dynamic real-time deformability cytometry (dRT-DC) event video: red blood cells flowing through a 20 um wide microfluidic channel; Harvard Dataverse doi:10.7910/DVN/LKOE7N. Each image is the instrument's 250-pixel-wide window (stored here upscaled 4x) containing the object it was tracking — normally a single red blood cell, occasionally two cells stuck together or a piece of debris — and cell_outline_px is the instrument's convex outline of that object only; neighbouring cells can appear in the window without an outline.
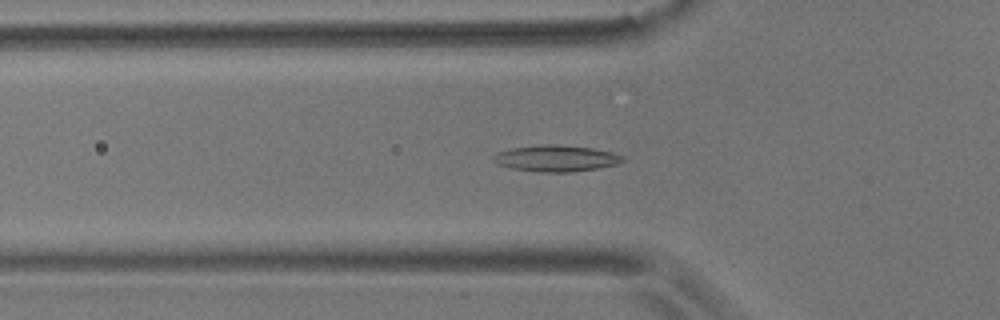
{"species": "common noctule bat (a hibernating species)", "species_latin": "Nyctalus noctula", "temperature_condition": "room temperature", "stored_images_in_passage": 55, "camera_frame_rate_fps": 3000, "um_per_image_px": 0.085, "animal": {"sex": "male", "body_mass_g": 17.9}, "frame": {"image": 1, "passage_image": 18, "time_ms": 5.667, "image_size_px": [1000, 320], "cell_outline_px": [[628, 160], [616, 164], [596, 168], [572, 172], [536, 172], [512, 168], [496, 164], [492, 160], [492, 156], [496, 152], [512, 148], [540, 144], [556, 144], [592, 148], [612, 152], [624, 156]], "centroid_in_image_um": [47.25, 13.45], "position_along_channel_um": 78.6, "area_um2": 20.06}}
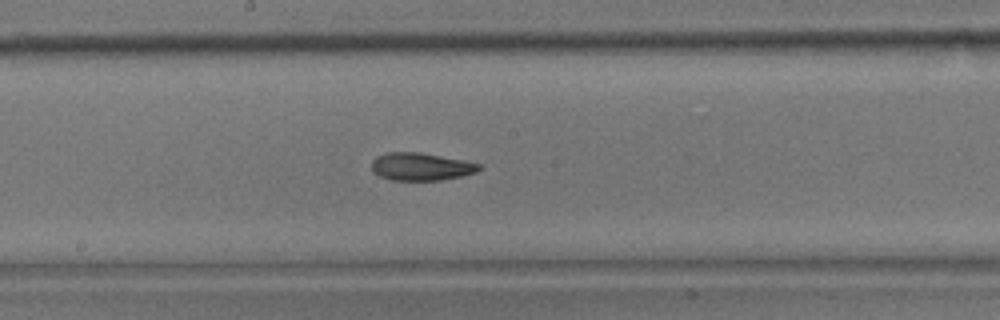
{"frame": {"image": 2, "passage_image": 29, "time_ms": 9.333, "image_size_px": [1000, 320], "cell_outline_px": [[484, 168], [476, 172], [460, 176], [440, 180], [392, 180], [380, 176], [372, 172], [372, 160], [376, 156], [384, 152], [420, 152], [464, 160], [480, 164]], "centroid_in_image_um": [35.77, 14.15], "position_along_channel_um": 212.4, "area_um2": 17.46}}
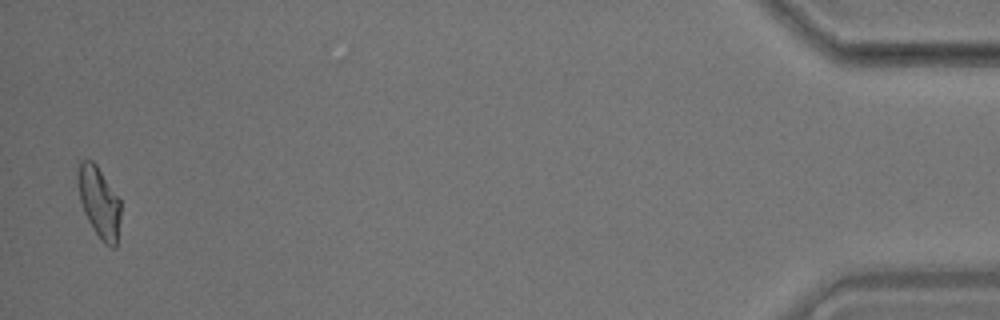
{"frame": {"image": 3, "passage_image": 54, "time_ms": 17.667, "image_size_px": [1000, 320], "cell_outline_px": [[120, 220], [116, 248], [112, 248], [104, 244], [92, 228], [84, 212], [80, 200], [76, 184], [76, 176], [80, 160], [92, 160], [96, 164], [120, 200]], "centroid_in_image_um": [8.4, 17.19], "position_along_channel_um": 426.8, "area_um2": 17.86}, "authors_computed_cell_mechanics": {"area_um2": 17.9758, "velocity_mm_per_s": 3.6263, "shape_relaxation_time_tau1_ms": 8.9926, "shape_relaxation_time_tau2_ms": 3.2493, "deformation_change_tau1": 0.2115, "deformation_change_tau2": 0.0986}}